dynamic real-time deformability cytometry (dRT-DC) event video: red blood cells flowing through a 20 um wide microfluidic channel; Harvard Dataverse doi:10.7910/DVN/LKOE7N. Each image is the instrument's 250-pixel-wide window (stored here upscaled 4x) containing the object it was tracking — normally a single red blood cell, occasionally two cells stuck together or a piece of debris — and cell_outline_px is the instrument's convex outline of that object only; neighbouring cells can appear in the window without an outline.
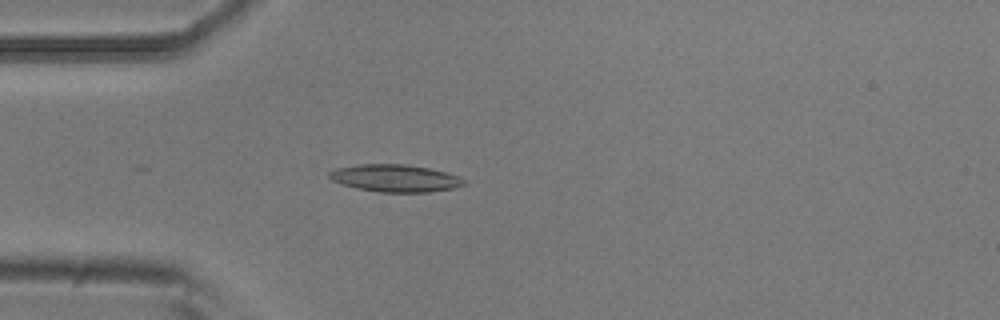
{"species": "common noctule bat (a hibernating species)", "species_latin": "Nyctalus noctula", "temperature_condition": "room temperature", "stored_images_in_passage": 4, "camera_frame_rate_fps": 3000, "um_per_image_px": 0.085, "animal": {"sex": "male", "body_mass_g": 20.5, "forearm_length_mm": 52.5}, "frame": {"image": 1, "passage_image": 4, "time_ms": 1.0, "image_size_px": [1000, 320], "cell_outline_px": [[464, 184], [456, 188], [428, 192], [380, 192], [356, 188], [332, 180], [328, 176], [328, 172], [336, 168], [360, 164], [404, 164], [428, 168], [444, 172], [456, 176], [464, 180]], "centroid_in_image_um": [33.56, 15.15], "position_along_channel_um": 51.4, "area_um2": 21.21}}